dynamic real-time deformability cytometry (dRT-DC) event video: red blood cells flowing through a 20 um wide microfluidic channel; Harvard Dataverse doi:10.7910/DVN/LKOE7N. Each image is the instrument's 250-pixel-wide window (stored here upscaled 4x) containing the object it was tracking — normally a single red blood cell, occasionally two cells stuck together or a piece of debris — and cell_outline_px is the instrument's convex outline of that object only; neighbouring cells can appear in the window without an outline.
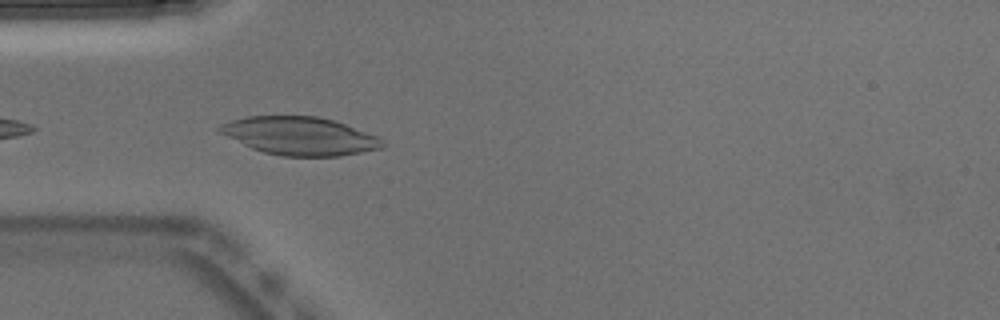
{"species": "Egyptian fruit bat (a non-hibernating species)", "species_latin": "Rousettus aegyptiacus", "temperature_condition": "warm", "stored_images_in_passage": 8, "camera_frame_rate_fps": 3000, "um_per_image_px": 0.085, "animal": {"sex": "male"}, "frame": {"image": 1, "passage_image": 3, "time_ms": 0.667, "image_size_px": [1000, 320], "cell_outline_px": [[388, 144], [380, 148], [340, 156], [280, 156], [264, 152], [252, 148], [220, 132], [216, 128], [220, 124], [232, 120], [248, 116], [316, 116], [332, 120], [344, 124], [376, 136], [384, 140]], "centroid_in_image_um": [25.49, 11.56], "position_along_channel_um": 59.5, "area_um2": 35.72}}